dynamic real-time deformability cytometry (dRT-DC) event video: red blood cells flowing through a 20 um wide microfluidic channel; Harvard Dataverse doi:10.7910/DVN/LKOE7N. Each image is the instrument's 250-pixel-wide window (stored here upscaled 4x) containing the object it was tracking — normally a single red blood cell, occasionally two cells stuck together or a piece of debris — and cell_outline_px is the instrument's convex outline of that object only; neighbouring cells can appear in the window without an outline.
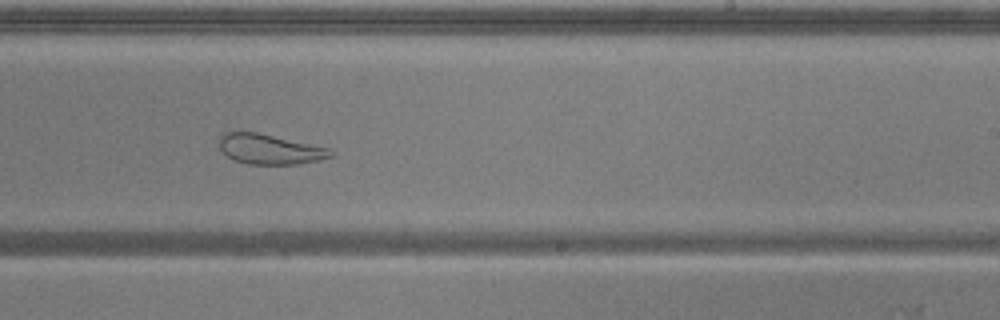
{"species": "common noctule bat (a hibernating species)", "species_latin": "Nyctalus noctula", "temperature_condition": "warm", "stored_images_in_passage": 45, "camera_frame_rate_fps": 3000, "um_per_image_px": 0.085, "animal": {"sex": "male", "body_mass_g": 20.5, "forearm_length_mm": 52.5}, "frame": {"image": 1, "passage_image": 32, "time_ms": 10.333, "image_size_px": [1000, 320], "cell_outline_px": [[336, 152], [332, 156], [320, 160], [296, 164], [248, 164], [236, 160], [228, 156], [220, 148], [220, 136], [224, 132], [256, 132], [328, 148]], "centroid_in_image_um": [22.95, 12.69], "position_along_channel_um": 266.1, "area_um2": 19.19}, "authors_computed_cell_mechanics": {"area_um2": 28.611, "velocity_mm_per_s": 3.7231, "shape_relaxation_time_tau1_ms": null, "shape_relaxation_time_tau2_ms": 1.5894, "deformation_change_tau1": null, "deformation_change_tau2": 0.0866}}